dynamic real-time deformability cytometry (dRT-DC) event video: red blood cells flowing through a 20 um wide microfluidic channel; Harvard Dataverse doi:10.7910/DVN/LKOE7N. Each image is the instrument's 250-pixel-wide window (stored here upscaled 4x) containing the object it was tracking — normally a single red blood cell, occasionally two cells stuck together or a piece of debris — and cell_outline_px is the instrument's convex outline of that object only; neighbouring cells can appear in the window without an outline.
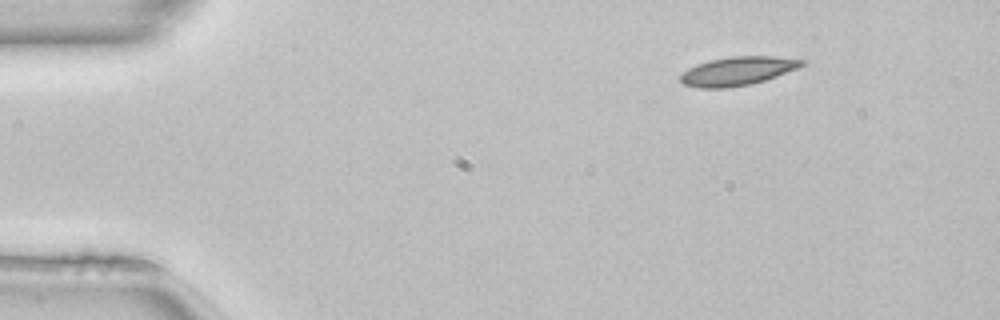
{"species": "common noctule bat (a hibernating species)", "species_latin": "Nyctalus noctula", "temperature_condition": "room temperature", "stored_images_in_passage": 44, "camera_frame_rate_fps": 3000, "um_per_image_px": 0.085, "animal": {"sex": "female", "body_mass_g": 22.7, "forearm_length_mm": 54.2}, "frame": {"image": 1, "passage_image": 1, "time_ms": 0.0, "image_size_px": [1000, 320], "cell_outline_px": [[804, 64], [796, 68], [776, 76], [752, 84], [728, 88], [700, 88], [684, 84], [680, 80], [680, 76], [688, 68], [712, 60], [732, 56], [772, 56], [804, 60]], "centroid_in_image_um": [62.68, 6.05], "position_along_channel_um": 22.3, "area_um2": 19.88}}
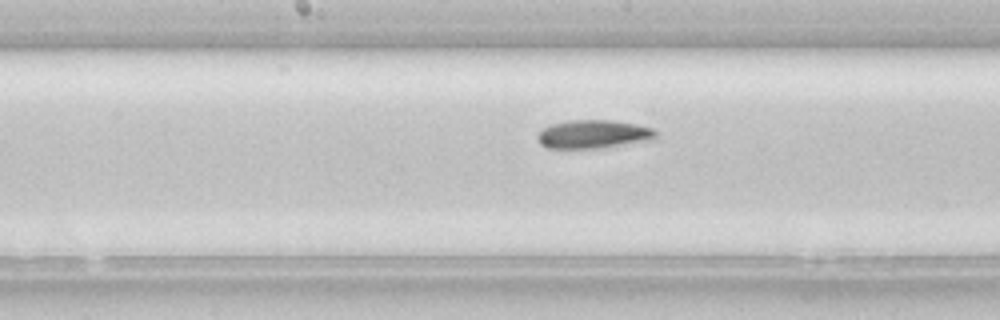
{"frame": {"image": 2, "passage_image": 20, "time_ms": 6.333, "image_size_px": [1000, 320], "cell_outline_px": [[656, 136], [652, 140], [604, 148], [544, 148], [536, 140], [536, 136], [544, 128], [552, 124], [568, 120], [612, 120], [636, 124], [652, 128], [656, 132]], "centroid_in_image_um": [50.42, 11.41], "position_along_channel_um": 197.8, "area_um2": 19.77}}
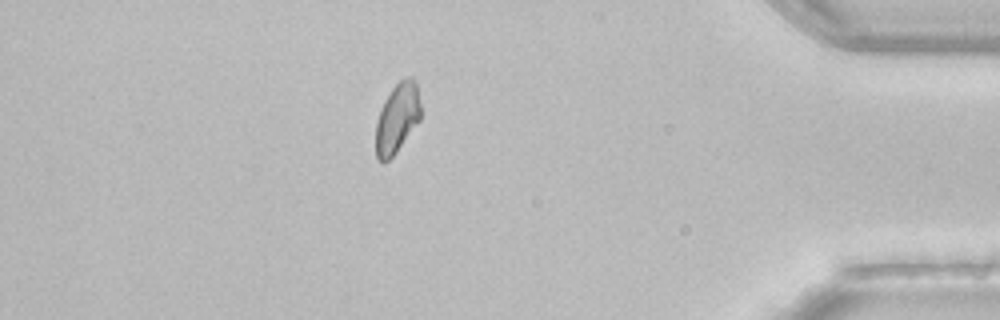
{"frame": {"image": 3, "passage_image": 38, "time_ms": 12.333, "image_size_px": [1000, 320], "cell_outline_px": [[420, 120], [396, 152], [388, 160], [376, 160], [376, 124], [380, 108], [384, 100], [392, 88], [400, 80], [408, 76], [412, 76], [416, 80], [420, 104]], "centroid_in_image_um": [33.76, 10.0], "position_along_channel_um": 401.4, "area_um2": 18.21}, "authors_computed_cell_mechanics": {"area_um2": 19.5075, "velocity_mm_per_s": 4.0942, "shape_relaxation_time_tau1_ms": 7.558, "shape_relaxation_time_tau2_ms": 7.3392, "deformation_change_tau1": 0.1698, "deformation_change_tau2": 0.1403}}